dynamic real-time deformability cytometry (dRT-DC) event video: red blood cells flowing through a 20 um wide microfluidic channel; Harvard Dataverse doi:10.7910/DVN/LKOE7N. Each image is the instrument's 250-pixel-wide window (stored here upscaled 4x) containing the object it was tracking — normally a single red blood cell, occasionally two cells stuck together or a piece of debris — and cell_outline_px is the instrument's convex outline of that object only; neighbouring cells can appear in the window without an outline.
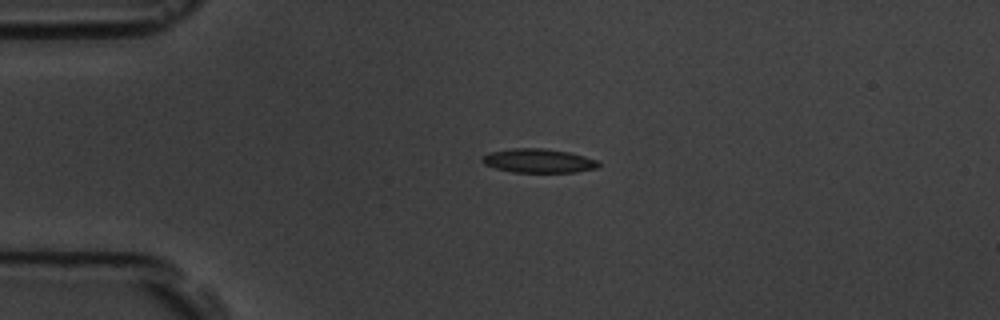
{"species": "common noctule bat (a hibernating species)", "species_latin": "Nyctalus noctula", "temperature_condition": "room temperature", "stored_images_in_passage": 3, "camera_frame_rate_fps": 3000, "um_per_image_px": 0.085, "animal": {"sex": "male", "body_mass_g": 19.5, "forearm_length_mm": 54.6}, "frame": {"image": 1, "passage_image": 1, "time_ms": 0.0, "image_size_px": [1000, 320], "cell_outline_px": [[600, 168], [576, 172], [512, 172], [496, 168], [484, 164], [480, 160], [480, 156], [488, 152], [512, 148], [544, 148], [568, 152], [584, 156], [596, 160], [600, 164]], "centroid_in_image_um": [45.74, 13.66], "position_along_channel_um": 39.3, "area_um2": 16.42}}
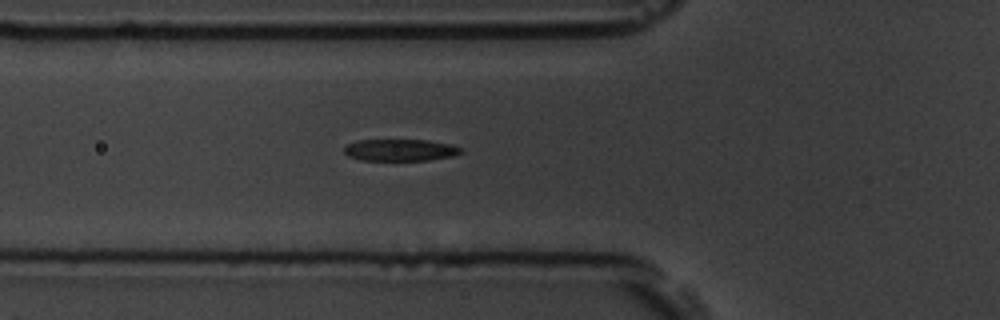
{"frame": {"image": 2, "passage_image": 3, "time_ms": 0.667, "image_size_px": [1000, 320], "cell_outline_px": [[464, 152], [452, 156], [428, 160], [360, 160], [348, 156], [344, 152], [344, 148], [348, 144], [356, 140], [428, 140], [452, 144], [464, 148]], "centroid_in_image_um": [34.06, 12.75], "position_along_channel_um": 91.7, "area_um2": 14.97}}